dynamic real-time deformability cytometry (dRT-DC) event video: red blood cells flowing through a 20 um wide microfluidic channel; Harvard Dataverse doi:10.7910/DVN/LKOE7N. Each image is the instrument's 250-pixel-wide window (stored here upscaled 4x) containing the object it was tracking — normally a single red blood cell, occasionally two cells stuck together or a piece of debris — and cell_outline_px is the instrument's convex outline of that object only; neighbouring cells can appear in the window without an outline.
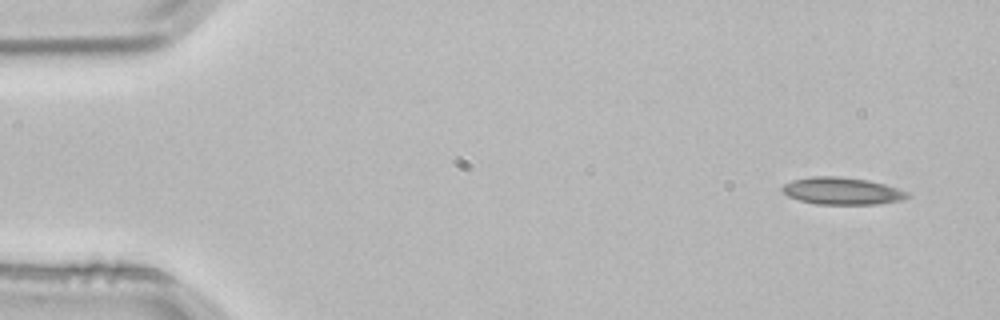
{"species": "common noctule bat (a hibernating species)", "species_latin": "Nyctalus noctula", "temperature_condition": "room temperature", "stored_images_in_passage": 4, "camera_frame_rate_fps": 3000, "um_per_image_px": 0.085, "animal": {"sex": "male", "body_mass_g": 21.5, "forearm_length_mm": 52.0}, "frame": {"image": 1, "passage_image": 1, "time_ms": 0.0, "image_size_px": [1000, 320], "cell_outline_px": [[912, 196], [904, 200], [880, 204], [816, 204], [800, 200], [788, 196], [780, 188], [784, 184], [792, 180], [812, 176], [836, 176], [868, 180], [884, 184], [908, 192]], "centroid_in_image_um": [71.6, 16.24], "position_along_channel_um": 13.4, "area_um2": 19.88}}
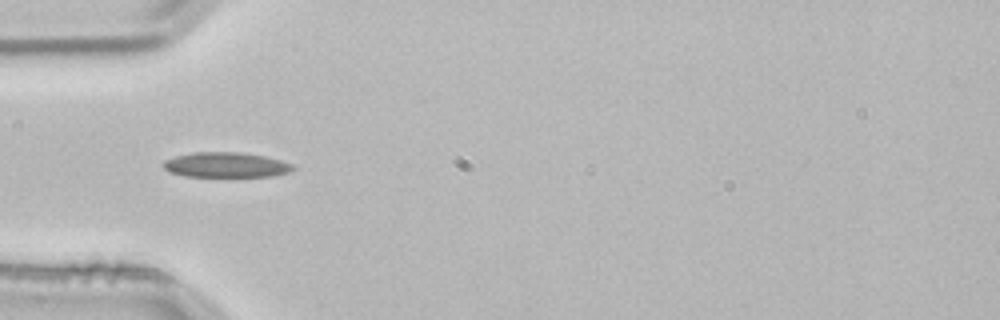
{"frame": {"image": 2, "passage_image": 3, "time_ms": 0.667, "image_size_px": [1000, 320], "cell_outline_px": [[296, 168], [288, 172], [272, 176], [184, 176], [168, 172], [160, 164], [164, 160], [176, 156], [192, 152], [240, 152], [264, 156], [280, 160], [292, 164]], "centroid_in_image_um": [19.15, 14.01], "position_along_channel_um": 65.8, "area_um2": 18.96}}